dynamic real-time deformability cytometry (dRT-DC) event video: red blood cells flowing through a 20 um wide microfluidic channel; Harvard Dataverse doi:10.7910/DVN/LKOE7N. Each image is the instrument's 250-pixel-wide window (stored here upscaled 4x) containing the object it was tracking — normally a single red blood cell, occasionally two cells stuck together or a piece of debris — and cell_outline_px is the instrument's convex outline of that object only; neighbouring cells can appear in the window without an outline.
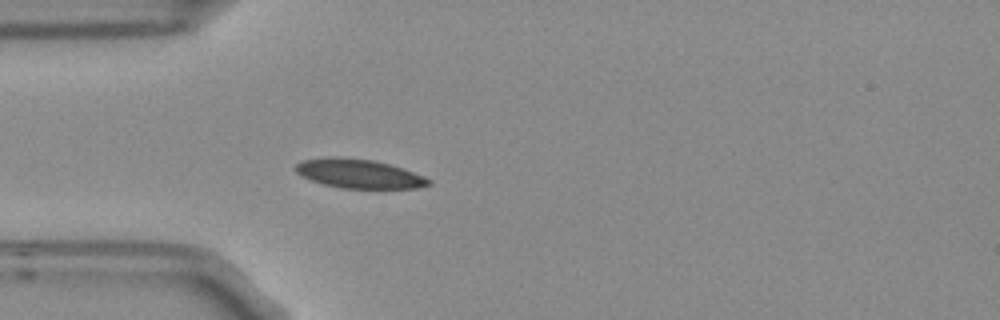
{"species": "Egyptian fruit bat (a non-hibernating species)", "species_latin": "Rousettus aegyptiacus", "temperature_condition": "room temperature", "stored_images_in_passage": 5, "camera_frame_rate_fps": 3000, "um_per_image_px": 0.085, "frame": {"image": 1, "passage_image": 5, "time_ms": 1.333, "image_size_px": [1000, 320], "cell_outline_px": [[432, 184], [416, 188], [340, 188], [324, 184], [300, 176], [292, 168], [296, 164], [304, 160], [336, 156], [376, 160], [424, 176], [432, 180]], "centroid_in_image_um": [30.48, 14.76], "position_along_channel_um": 54.5, "area_um2": 22.48}}